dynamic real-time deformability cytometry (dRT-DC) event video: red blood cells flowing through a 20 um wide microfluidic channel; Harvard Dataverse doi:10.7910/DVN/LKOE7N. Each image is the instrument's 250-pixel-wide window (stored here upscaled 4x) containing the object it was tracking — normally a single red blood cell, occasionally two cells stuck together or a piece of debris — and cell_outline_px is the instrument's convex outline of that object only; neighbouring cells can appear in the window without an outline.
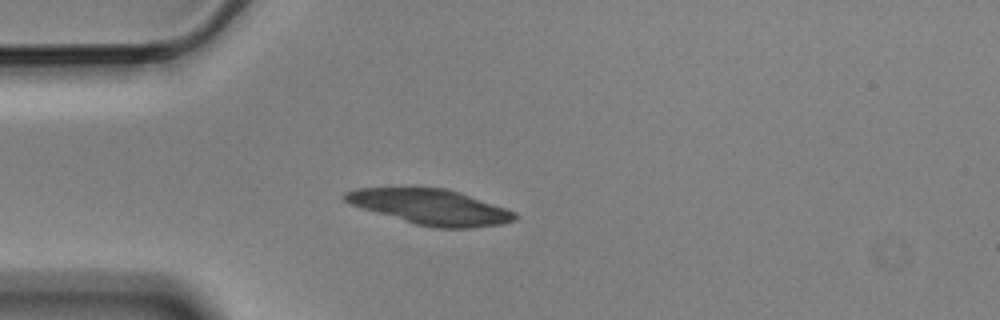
{"species": "Egyptian fruit bat (a non-hibernating species)", "species_latin": "Rousettus aegyptiacus", "temperature_condition": "cold", "stored_images_in_passage": 5, "camera_frame_rate_fps": 3000, "um_per_image_px": 0.085, "animal": {"sex": "male"}, "frame": {"image": 1, "passage_image": 5, "time_ms": 1.333, "image_size_px": [1000, 320], "cell_outline_px": [[516, 220], [500, 224], [472, 228], [436, 228], [416, 224], [360, 208], [344, 200], [344, 192], [356, 188], [444, 188], [460, 192], [516, 212]], "centroid_in_image_um": [36.59, 17.59], "position_along_channel_um": 48.4, "area_um2": 34.62}}